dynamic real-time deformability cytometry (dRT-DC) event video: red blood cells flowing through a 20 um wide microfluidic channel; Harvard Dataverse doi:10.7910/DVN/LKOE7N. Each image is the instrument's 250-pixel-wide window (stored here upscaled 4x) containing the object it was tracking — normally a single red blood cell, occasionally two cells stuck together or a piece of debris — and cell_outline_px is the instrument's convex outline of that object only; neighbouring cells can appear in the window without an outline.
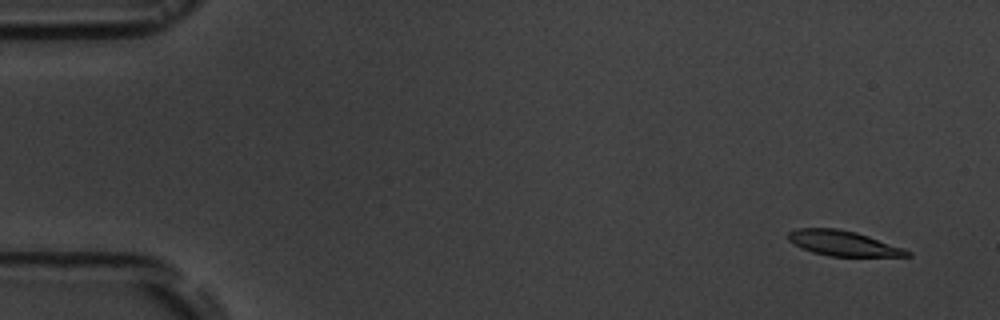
{"species": "common noctule bat (a hibernating species)", "species_latin": "Nyctalus noctula", "temperature_condition": "room temperature", "stored_images_in_passage": 7, "camera_frame_rate_fps": 3000, "um_per_image_px": 0.085, "animal": {"sex": "male", "body_mass_g": 19.5, "forearm_length_mm": 54.6}, "frame": {"image": 1, "passage_image": 2, "time_ms": 1.0, "image_size_px": [1000, 320], "cell_outline_px": [[912, 256], [828, 256], [812, 252], [800, 248], [792, 244], [788, 240], [788, 232], [796, 228], [836, 228], [856, 232], [904, 248], [912, 252]], "centroid_in_image_um": [71.63, 20.68], "position_along_channel_um": 13.4, "area_um2": 17.51}}
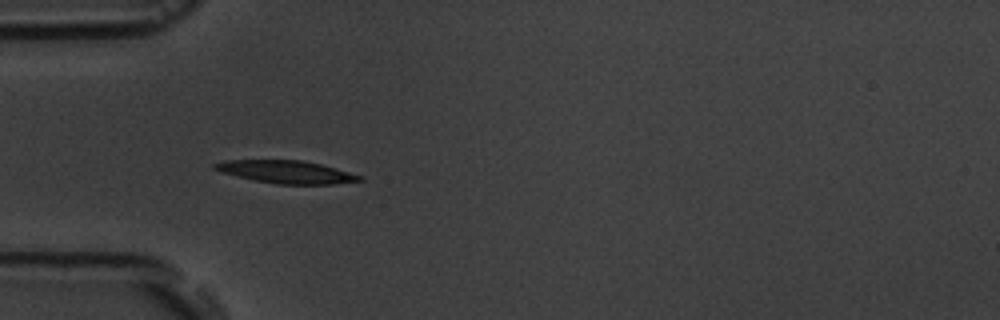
{"frame": {"image": 2, "passage_image": 6, "time_ms": 5.667, "image_size_px": [1000, 320], "cell_outline_px": [[364, 180], [332, 184], [276, 184], [256, 180], [220, 172], [212, 168], [212, 164], [224, 160], [304, 160], [336, 168], [364, 176]], "centroid_in_image_um": [24.34, 14.6], "position_along_channel_um": 60.7, "area_um2": 19.19}}
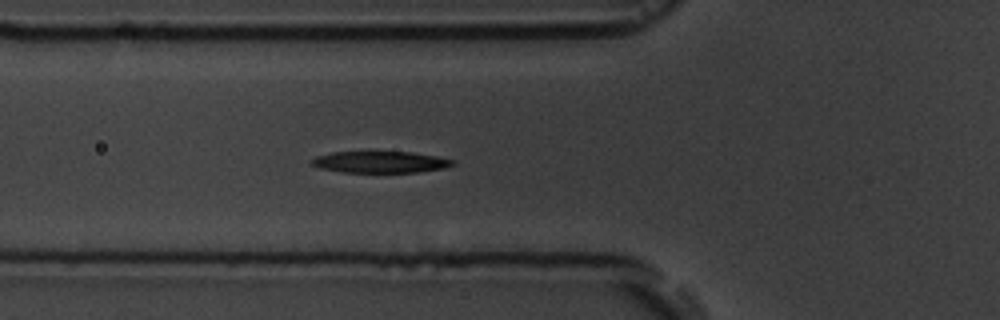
{"frame": {"image": 3, "passage_image": 7, "time_ms": 6.667, "image_size_px": [1000, 320], "cell_outline_px": [[456, 164], [444, 168], [416, 172], [344, 172], [320, 168], [308, 164], [308, 160], [316, 156], [332, 152], [412, 152], [436, 156], [456, 160]], "centroid_in_image_um": [32.3, 13.77], "position_along_channel_um": 93.5, "area_um2": 17.8}}